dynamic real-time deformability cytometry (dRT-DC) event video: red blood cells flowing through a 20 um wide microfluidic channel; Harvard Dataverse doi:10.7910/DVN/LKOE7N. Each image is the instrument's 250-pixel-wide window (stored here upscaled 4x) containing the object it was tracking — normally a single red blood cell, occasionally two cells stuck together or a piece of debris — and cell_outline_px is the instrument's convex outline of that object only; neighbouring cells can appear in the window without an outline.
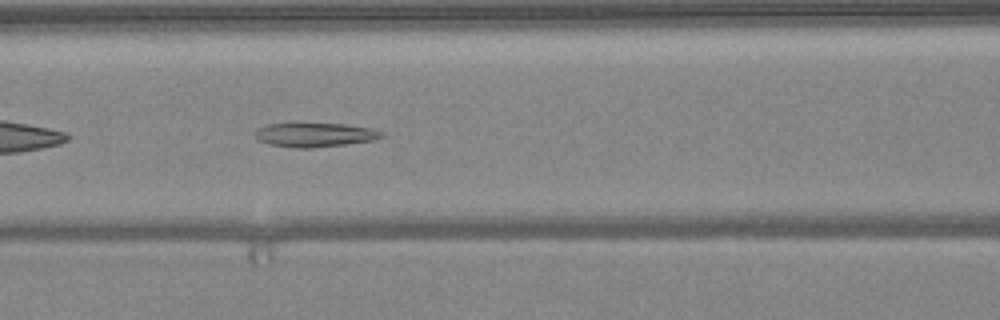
{"species": "common noctule bat (a hibernating species)", "species_latin": "Nyctalus noctula", "temperature_condition": "warm", "stored_images_in_passage": 34, "camera_frame_rate_fps": 3000, "um_per_image_px": 0.085, "animal": {"sex": "female", "body_mass_g": 24.6, "forearm_length_mm": 56.2}, "frame": {"image": 1, "passage_image": 8, "time_ms": 2.333, "image_size_px": [1000, 320], "cell_outline_px": [[384, 136], [372, 140], [344, 144], [312, 148], [292, 148], [268, 144], [256, 140], [256, 128], [268, 124], [296, 120], [348, 124], [368, 128], [384, 132]], "centroid_in_image_um": [26.66, 11.4], "position_along_channel_um": 139.9, "area_um2": 18.79}}
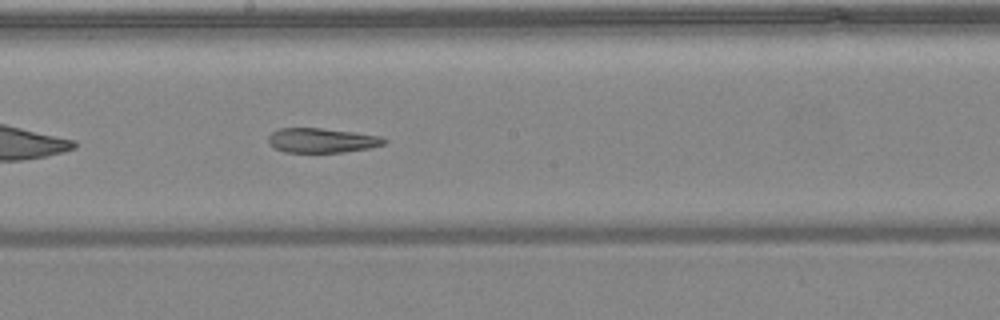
{"frame": {"image": 2, "passage_image": 14, "time_ms": 4.333, "image_size_px": [1000, 320], "cell_outline_px": [[388, 140], [384, 144], [368, 148], [344, 152], [284, 152], [268, 144], [268, 136], [272, 132], [280, 128], [320, 128], [352, 132], [380, 136]], "centroid_in_image_um": [27.33, 11.93], "position_along_channel_um": 220.9, "area_um2": 16.47}}
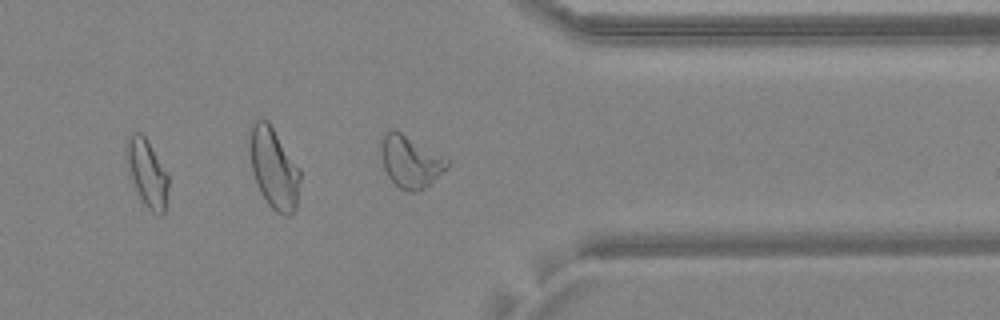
{"frame": {"image": 3, "passage_image": 26, "time_ms": 8.333, "image_size_px": [1000, 320], "cell_outline_px": [[168, 188], [164, 212], [160, 216], [152, 212], [144, 204], [132, 180], [124, 156], [124, 144], [128, 136], [132, 132], [140, 132], [144, 136], [168, 172]], "centroid_in_image_um": [12.48, 14.66], "position_along_channel_um": 398.9, "area_um2": 16.59}, "authors_computed_cell_mechanics": {"area_um2": 17.9758, "velocity_mm_per_s": 4.0578, "shape_relaxation_time_tau1_ms": null, "shape_relaxation_time_tau2_ms": 3.3116, "deformation_change_tau1": null, "deformation_change_tau2": 0.1169}}